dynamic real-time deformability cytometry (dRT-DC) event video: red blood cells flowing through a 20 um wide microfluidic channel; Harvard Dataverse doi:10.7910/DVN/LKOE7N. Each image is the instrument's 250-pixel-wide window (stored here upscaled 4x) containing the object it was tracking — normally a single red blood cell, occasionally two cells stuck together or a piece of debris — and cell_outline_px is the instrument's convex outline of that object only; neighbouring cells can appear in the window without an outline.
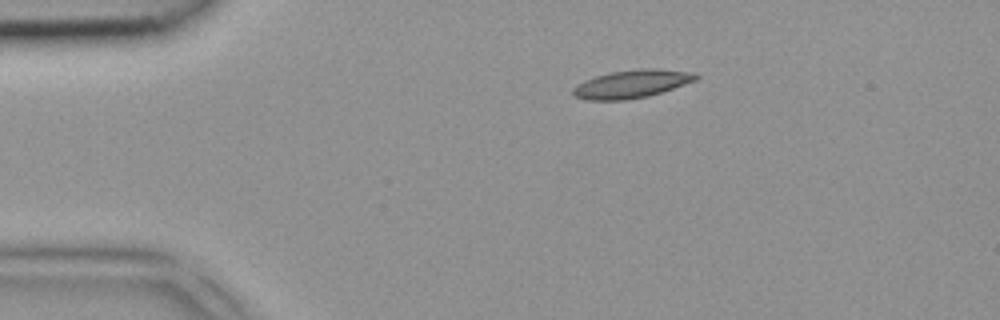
{"species": "common noctule bat (a hibernating species)", "species_latin": "Nyctalus noctula", "temperature_condition": "room temperature", "stored_images_in_passage": 3, "camera_frame_rate_fps": 3000, "um_per_image_px": 0.085, "animal": {"sex": "female", "body_mass_g": 18.4}, "frame": {"image": 1, "passage_image": 1, "time_ms": 0.0, "image_size_px": [1000, 320], "cell_outline_px": [[700, 76], [696, 80], [648, 96], [624, 100], [588, 100], [576, 96], [572, 92], [572, 88], [576, 84], [584, 80], [596, 76], [612, 72], [640, 68], [656, 68], [696, 72]], "centroid_in_image_um": [53.71, 7.12], "position_along_channel_um": 31.3, "area_um2": 20.06}}
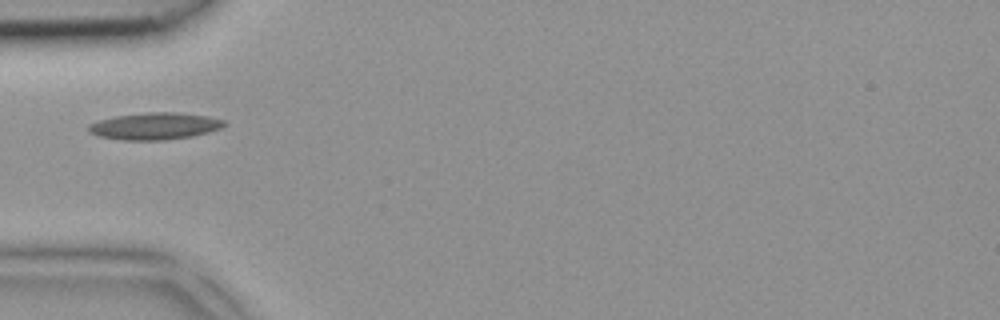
{"frame": {"image": 2, "passage_image": 2, "time_ms": 0.333, "image_size_px": [1000, 320], "cell_outline_px": [[224, 124], [220, 128], [208, 132], [192, 136], [164, 140], [124, 140], [100, 136], [88, 132], [88, 124], [100, 120], [116, 116], [148, 112], [176, 112], [208, 116], [224, 120]], "centroid_in_image_um": [13.14, 10.72], "position_along_channel_um": 71.9, "area_um2": 21.1}}